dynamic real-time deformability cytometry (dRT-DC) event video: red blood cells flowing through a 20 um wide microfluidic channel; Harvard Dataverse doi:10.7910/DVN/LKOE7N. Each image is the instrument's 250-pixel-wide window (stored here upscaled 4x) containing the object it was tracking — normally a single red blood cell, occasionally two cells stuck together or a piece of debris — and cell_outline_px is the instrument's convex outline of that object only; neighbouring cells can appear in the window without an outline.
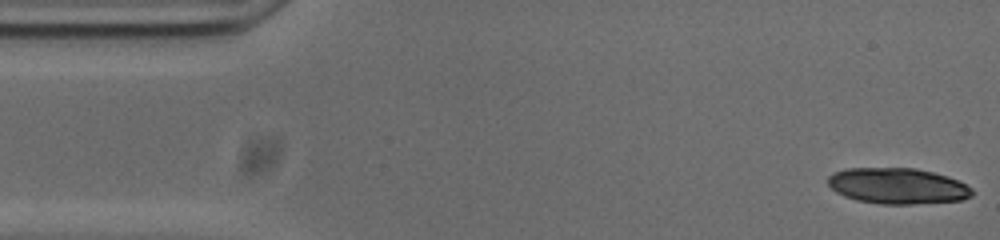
{"species": "common noctule bat (a hibernating species)", "species_latin": "Nyctalus noctula", "temperature_condition": "cold", "stored_images_in_passage": 12, "camera_frame_rate_fps": 3000, "um_per_image_px": 0.085, "animal": {"sex": "male", "body_mass_g": 20.0, "forearm_length_mm": 53.3}, "frame": {"image": 1, "passage_image": 1, "time_ms": 0.0, "image_size_px": [1000, 240], "cell_outline_px": [[972, 196], [960, 200], [912, 204], [880, 204], [856, 200], [844, 196], [836, 192], [828, 184], [828, 176], [832, 172], [844, 168], [916, 168], [948, 176], [972, 188]], "centroid_in_image_um": [76.25, 15.8], "position_along_channel_um": 8.8, "area_um2": 30.17}}